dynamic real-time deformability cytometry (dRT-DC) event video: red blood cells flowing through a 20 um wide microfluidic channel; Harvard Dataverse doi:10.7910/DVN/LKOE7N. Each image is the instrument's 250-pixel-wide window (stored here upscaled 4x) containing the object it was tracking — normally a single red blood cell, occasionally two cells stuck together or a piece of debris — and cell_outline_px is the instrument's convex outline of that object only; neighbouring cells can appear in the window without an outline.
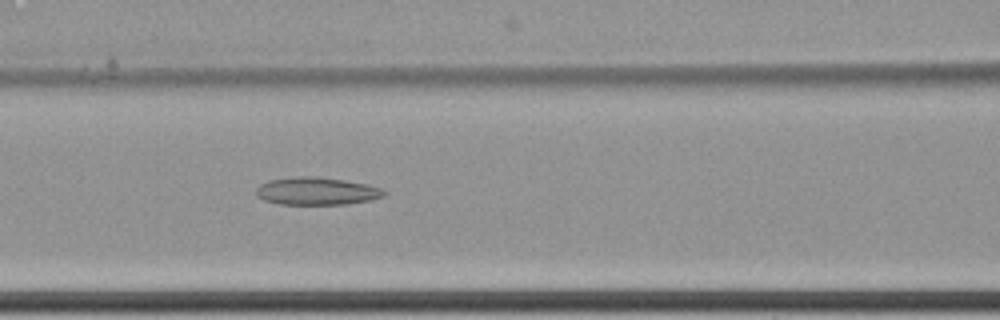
{"species": "common noctule bat (a hibernating species)", "species_latin": "Nyctalus noctula", "temperature_condition": "cold", "stored_images_in_passage": 8, "camera_frame_rate_fps": 3000, "um_per_image_px": 0.085, "animal": {"sex": "female", "body_mass_g": 22.7, "forearm_length_mm": 54.2}, "frame": {"image": 1, "passage_image": 8, "time_ms": 2.333, "image_size_px": [1000, 320], "cell_outline_px": [[388, 192], [384, 196], [372, 200], [348, 204], [280, 204], [264, 200], [256, 196], [256, 188], [260, 184], [268, 180], [296, 176], [316, 176], [344, 180], [368, 184], [380, 188]], "centroid_in_image_um": [26.92, 16.24], "position_along_channel_um": 139.7, "area_um2": 20.81}}